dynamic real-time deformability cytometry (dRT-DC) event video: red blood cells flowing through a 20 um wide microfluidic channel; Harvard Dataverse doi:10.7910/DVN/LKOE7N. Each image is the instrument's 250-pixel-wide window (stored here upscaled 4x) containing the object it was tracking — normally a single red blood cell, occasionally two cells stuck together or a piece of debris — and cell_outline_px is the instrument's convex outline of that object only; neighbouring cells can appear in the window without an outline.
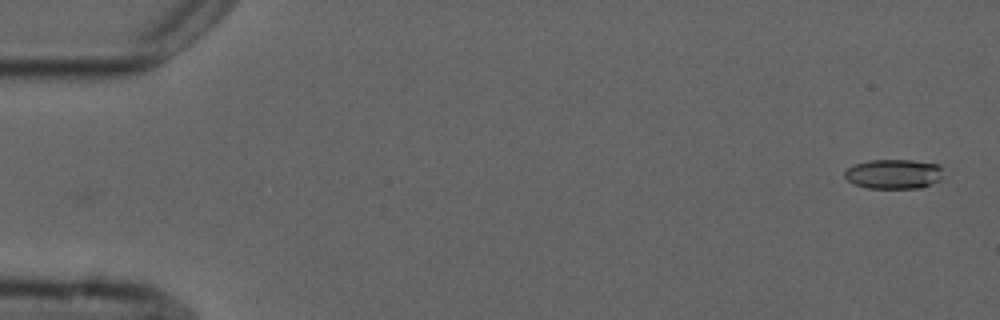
{"species": "common noctule bat (a hibernating species)", "species_latin": "Nyctalus noctula", "temperature_condition": "cold", "stored_images_in_passage": 2, "camera_frame_rate_fps": 3000, "um_per_image_px": 0.085, "animal": {"sex": "male", "forearm_length_mm": 52.5}, "frame": {"image": 1, "passage_image": 2, "time_ms": 1.0, "image_size_px": [1000, 320], "cell_outline_px": [[940, 180], [920, 188], [868, 188], [852, 184], [844, 176], [844, 172], [848, 168], [856, 164], [868, 160], [912, 160], [940, 164]], "centroid_in_image_um": [75.93, 14.79], "position_along_channel_um": 9.1, "area_um2": 16.94}}